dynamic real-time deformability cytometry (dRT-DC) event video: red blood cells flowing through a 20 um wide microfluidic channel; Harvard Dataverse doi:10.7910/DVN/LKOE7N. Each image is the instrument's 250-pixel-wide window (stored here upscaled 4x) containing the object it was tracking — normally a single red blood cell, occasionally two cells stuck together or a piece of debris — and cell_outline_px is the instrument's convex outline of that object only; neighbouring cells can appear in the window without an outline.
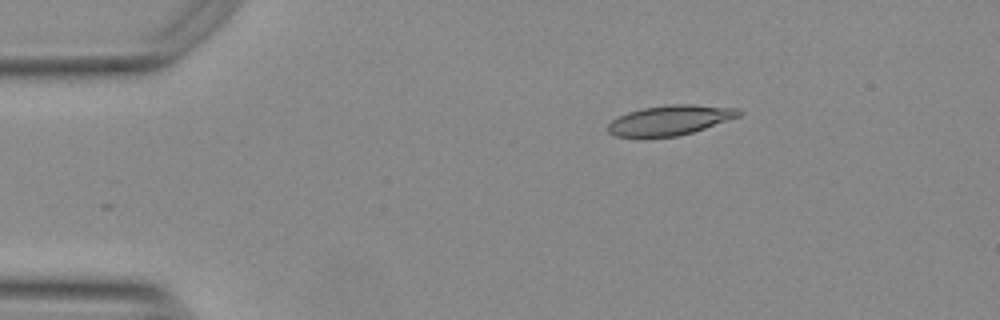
{"species": "Egyptian fruit bat (a non-hibernating species)", "species_latin": "Rousettus aegyptiacus", "temperature_condition": "warm", "stored_images_in_passage": 39, "camera_frame_rate_fps": 3000, "um_per_image_px": 0.085, "animal": {"sex": "female"}, "frame": {"image": 1, "passage_image": 1, "time_ms": 0.0, "image_size_px": [1000, 320], "cell_outline_px": [[744, 112], [740, 116], [692, 132], [676, 136], [616, 136], [608, 132], [608, 124], [612, 120], [628, 112], [644, 108], [668, 104], [692, 104], [740, 108]], "centroid_in_image_um": [57.0, 10.19], "position_along_channel_um": 28.0, "area_um2": 22.48}}
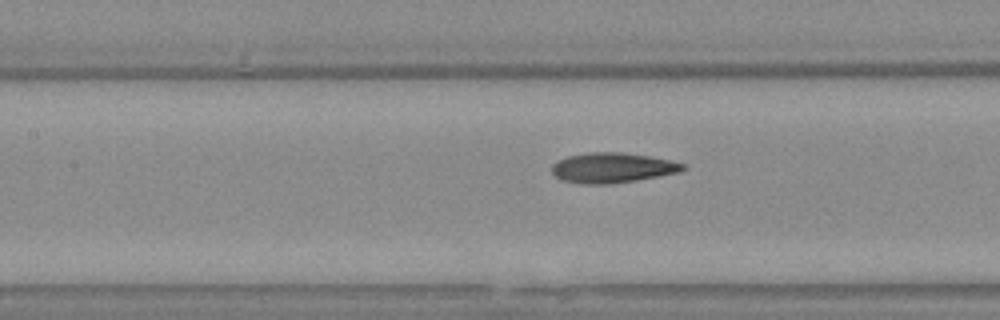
{"frame": {"image": 2, "passage_image": 16, "time_ms": 5.0, "image_size_px": [1000, 320], "cell_outline_px": [[688, 168], [680, 172], [660, 176], [636, 180], [608, 184], [580, 184], [564, 180], [556, 176], [552, 172], [552, 164], [568, 156], [588, 152], [624, 152], [672, 160], [684, 164]], "centroid_in_image_um": [52.09, 14.25], "position_along_channel_um": 155.3, "area_um2": 23.0}}
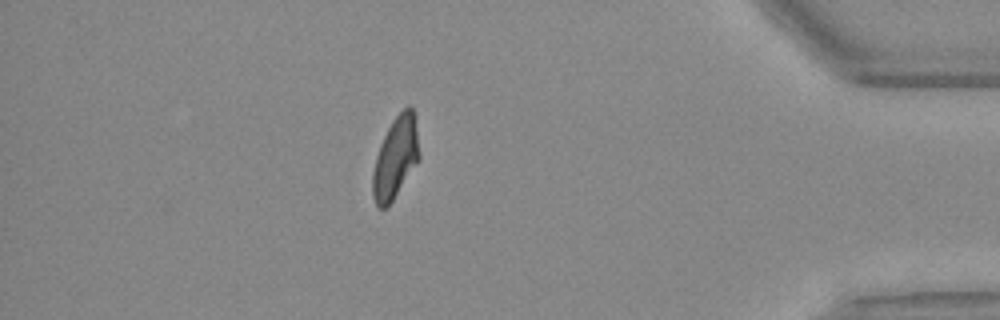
{"frame": {"image": 3, "passage_image": 39, "time_ms": 12.667, "image_size_px": [1000, 320], "cell_outline_px": [[420, 160], [392, 200], [384, 208], [380, 208], [376, 204], [372, 196], [372, 172], [376, 156], [380, 144], [392, 120], [408, 104], [412, 108], [420, 152]], "centroid_in_image_um": [33.61, 13.41], "position_along_channel_um": 401.6, "area_um2": 21.91}, "authors_computed_cell_mechanics": {"area_um2": 22.6576, "velocity_mm_per_s": 3.7668, "shape_relaxation_time_tau1_ms": 7.652, "shape_relaxation_time_tau2_ms": 1.8499, "deformation_change_tau1": 0.2157, "deformation_change_tau2": 0.0836}}